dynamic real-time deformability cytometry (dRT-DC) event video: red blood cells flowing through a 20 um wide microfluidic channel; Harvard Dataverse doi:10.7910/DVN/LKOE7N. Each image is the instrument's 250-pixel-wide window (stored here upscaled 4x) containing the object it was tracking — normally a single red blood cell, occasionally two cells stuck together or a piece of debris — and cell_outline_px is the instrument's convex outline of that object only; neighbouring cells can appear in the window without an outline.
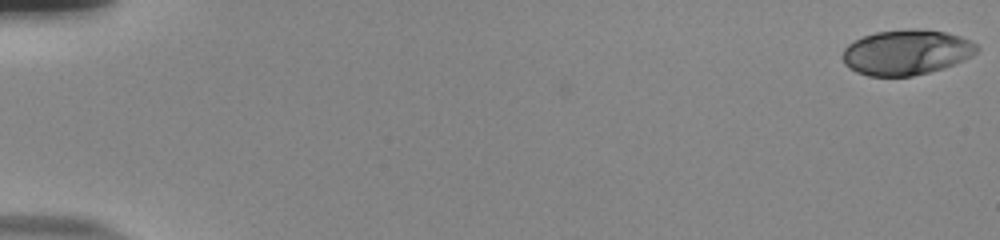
{"species": "human", "species_latin": "Homo sapiens", "temperature_condition": "room temperature", "stored_images_in_passage": 54, "camera_frame_rate_fps": 3000, "um_per_image_px": 0.085, "donor": {"sex": "male"}, "frame": {"image": 1, "passage_image": 1, "time_ms": 0.0, "image_size_px": [1000, 240], "cell_outline_px": [[980, 48], [972, 56], [964, 60], [944, 68], [912, 76], [868, 76], [856, 72], [844, 64], [840, 56], [844, 48], [848, 44], [864, 36], [876, 32], [908, 28], [920, 28], [944, 32], [960, 36], [972, 40]], "centroid_in_image_um": [77.04, 4.44], "position_along_channel_um": 8.0, "area_um2": 35.72}}
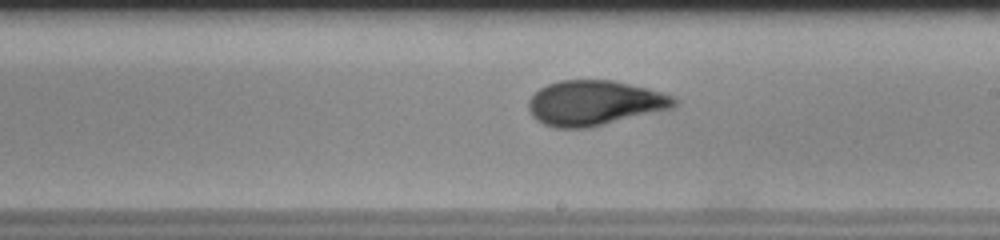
{"frame": {"image": 2, "passage_image": 33, "time_ms": 10.667, "image_size_px": [1000, 240], "cell_outline_px": [[676, 104], [672, 108], [584, 128], [556, 128], [544, 124], [536, 120], [532, 116], [528, 108], [528, 100], [540, 88], [548, 84], [560, 80], [612, 80], [648, 88], [672, 96], [676, 100]], "centroid_in_image_um": [50.48, 8.74], "position_along_channel_um": 238.5, "area_um2": 37.69}}
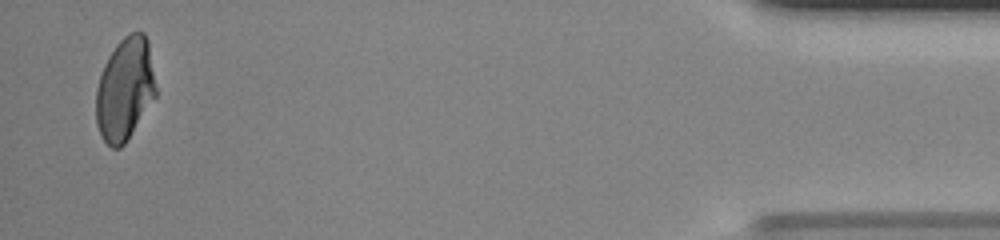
{"frame": {"image": 3, "passage_image": 53, "time_ms": 17.333, "image_size_px": [1000, 240], "cell_outline_px": [[156, 96], [124, 144], [120, 148], [112, 148], [104, 140], [96, 124], [96, 88], [104, 64], [108, 56], [116, 44], [128, 32], [144, 32], [148, 40], [156, 88]], "centroid_in_image_um": [10.61, 7.55], "position_along_channel_um": 424.6, "area_um2": 35.72}, "authors_computed_cell_mechanics": {"area_um2": 36.7319, "velocity_mm_per_s": 3.8873, "shape_relaxation_time_tau1_ms": 7.0077, "shape_relaxation_time_tau2_ms": null, "deformation_change_tau1": 0.2319, "deformation_change_tau2": null}}